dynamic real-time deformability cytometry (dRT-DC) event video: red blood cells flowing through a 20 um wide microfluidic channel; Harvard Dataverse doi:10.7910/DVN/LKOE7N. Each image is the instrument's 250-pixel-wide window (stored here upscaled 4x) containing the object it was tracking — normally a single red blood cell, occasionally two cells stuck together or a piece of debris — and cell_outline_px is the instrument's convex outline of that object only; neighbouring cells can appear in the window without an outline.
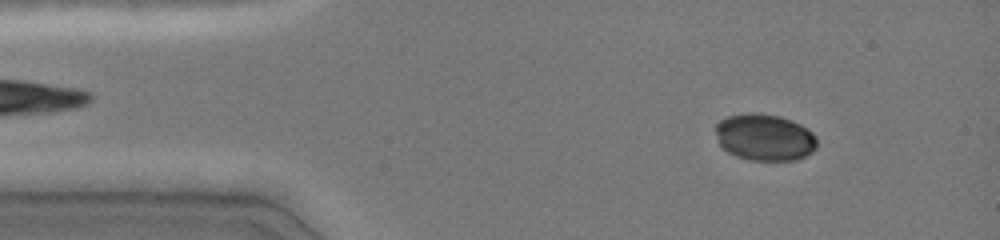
{"species": "common noctule bat (a hibernating species)", "species_latin": "Nyctalus noctula", "temperature_condition": "cold", "stored_images_in_passage": 46, "camera_frame_rate_fps": 3000, "um_per_image_px": 0.085, "animal": {"sex": "female", "body_mass_g": 19.0, "forearm_length_mm": 51.5}, "frame": {"image": 1, "passage_image": 5, "time_ms": 1.333, "image_size_px": [1000, 240], "cell_outline_px": [[816, 148], [812, 152], [796, 160], [752, 160], [736, 156], [728, 152], [720, 144], [716, 132], [716, 124], [720, 120], [728, 116], [748, 112], [752, 112], [780, 116], [792, 120], [808, 128], [816, 136]], "centroid_in_image_um": [65.01, 11.66], "position_along_channel_um": 20.0, "area_um2": 27.63}}
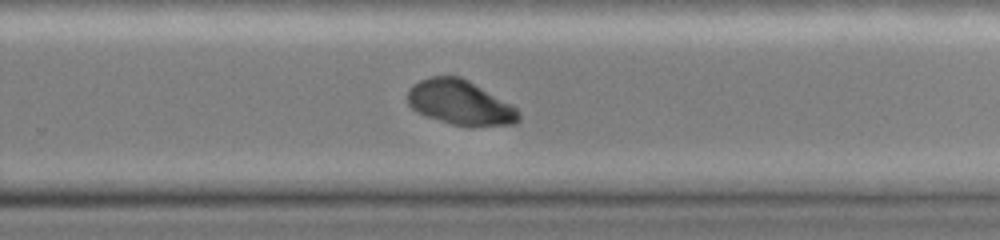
{"frame": {"image": 2, "passage_image": 30, "time_ms": 9.667, "image_size_px": [1000, 240], "cell_outline_px": [[520, 120], [516, 124], [472, 128], [452, 124], [416, 112], [408, 104], [408, 88], [412, 84], [420, 80], [432, 76], [460, 76], [468, 80], [512, 104], [520, 112]], "centroid_in_image_um": [39.15, 8.74], "position_along_channel_um": 290.7, "area_um2": 29.36}}
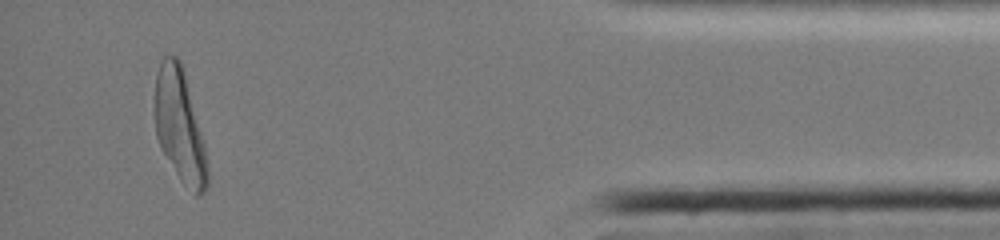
{"frame": {"image": 3, "passage_image": 43, "time_ms": 14.0, "image_size_px": [1000, 240], "cell_outline_px": [[208, 184], [204, 192], [196, 196], [180, 180], [160, 148], [156, 136], [156, 72], [160, 60], [164, 56], [176, 56], [180, 60], [184, 72], [204, 140], [208, 164]], "centroid_in_image_um": [15.29, 10.73], "position_along_channel_um": 419.9, "area_um2": 34.45}}